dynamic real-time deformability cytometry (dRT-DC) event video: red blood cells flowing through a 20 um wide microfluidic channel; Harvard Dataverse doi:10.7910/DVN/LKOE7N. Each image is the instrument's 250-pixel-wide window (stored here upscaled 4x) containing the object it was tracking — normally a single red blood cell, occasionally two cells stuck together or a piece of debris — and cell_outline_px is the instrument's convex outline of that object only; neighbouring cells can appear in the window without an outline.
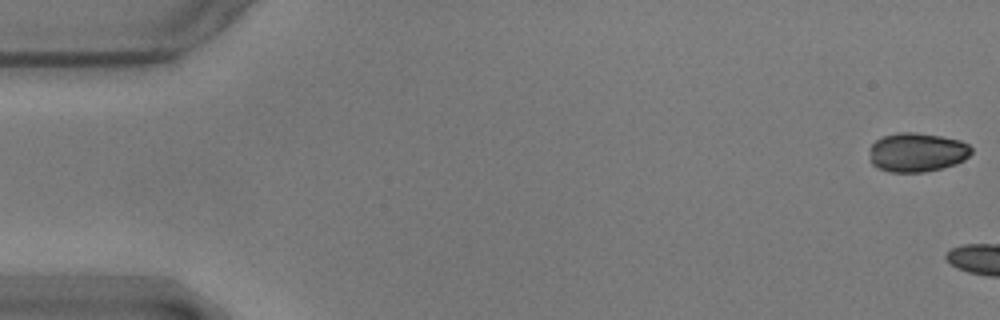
{"species": "common noctule bat (a hibernating species)", "species_latin": "Nyctalus noctula", "temperature_condition": "warm", "stored_images_in_passage": 9, "camera_frame_rate_fps": 3000, "um_per_image_px": 0.085, "animal": {"sex": "male", "body_mass_g": 17.9}, "frame": {"image": 1, "passage_image": 1, "time_ms": 0.0, "image_size_px": [1000, 320], "cell_outline_px": [[972, 152], [964, 160], [956, 164], [924, 172], [888, 172], [872, 164], [872, 144], [876, 140], [884, 136], [896, 132], [916, 132], [940, 136], [960, 140], [968, 144], [972, 148]], "centroid_in_image_um": [77.99, 12.94], "position_along_channel_um": 7.0, "area_um2": 23.0}}